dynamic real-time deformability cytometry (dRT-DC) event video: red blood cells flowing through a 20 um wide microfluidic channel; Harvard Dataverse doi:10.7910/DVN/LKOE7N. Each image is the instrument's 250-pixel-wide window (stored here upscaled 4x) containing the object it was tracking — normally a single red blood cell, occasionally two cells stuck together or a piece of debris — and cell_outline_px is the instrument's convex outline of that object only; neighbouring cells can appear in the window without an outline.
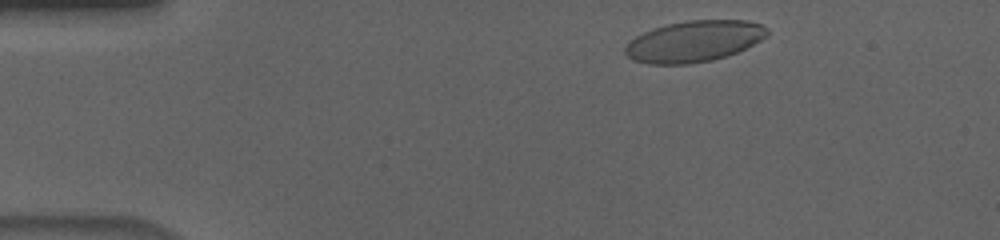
{"species": "human", "species_latin": "Homo sapiens", "temperature_condition": "cold", "stored_images_in_passage": 50, "camera_frame_rate_fps": 3000, "um_per_image_px": 0.085, "donor": {"sex": "male"}, "frame": {"image": 1, "passage_image": 3, "time_ms": 0.667, "image_size_px": [1000, 240], "cell_outline_px": [[768, 32], [760, 40], [736, 52], [712, 60], [688, 64], [648, 64], [632, 60], [624, 52], [624, 48], [636, 36], [652, 28], [668, 24], [688, 20], [744, 20], [760, 24], [768, 28]], "centroid_in_image_um": [58.96, 3.51], "position_along_channel_um": 26.0, "area_um2": 33.76}}
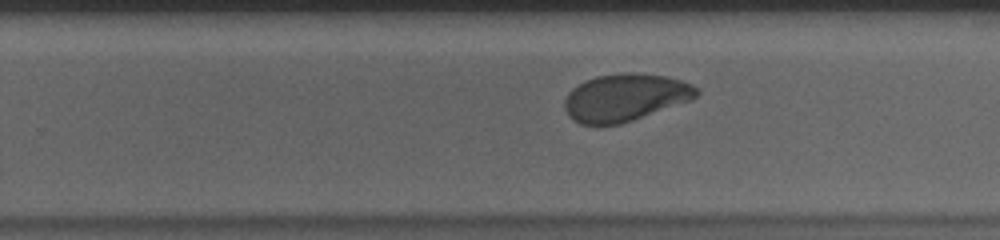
{"frame": {"image": 2, "passage_image": 30, "time_ms": 9.667, "image_size_px": [1000, 240], "cell_outline_px": [[700, 92], [692, 100], [620, 124], [600, 128], [580, 124], [572, 120], [568, 116], [564, 108], [564, 100], [568, 92], [572, 88], [596, 76], [624, 72], [632, 72], [668, 76], [692, 84]], "centroid_in_image_um": [53.1, 8.32], "position_along_channel_um": 276.7, "area_um2": 36.99}}
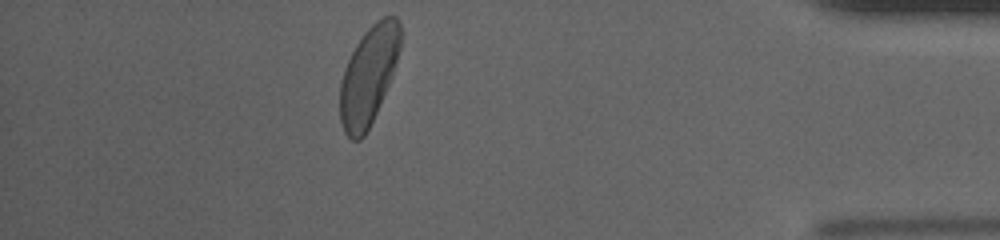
{"frame": {"image": 3, "passage_image": 44, "time_ms": 14.333, "image_size_px": [1000, 240], "cell_outline_px": [[400, 48], [392, 76], [376, 112], [364, 136], [360, 140], [352, 140], [344, 132], [340, 120], [340, 84], [344, 68], [356, 44], [364, 32], [376, 20], [384, 16], [396, 16], [400, 20]], "centroid_in_image_um": [31.32, 6.4], "position_along_channel_um": 403.9, "area_um2": 34.33}, "authors_computed_cell_mechanics": {"area_um2": 36.4718, "velocity_mm_per_s": 3.6331, "shape_relaxation_time_tau1_ms": 3.7486, "shape_relaxation_time_tau2_ms": 1.114, "deformation_change_tau1": 0.1395, "deformation_change_tau2": 0.0547}}